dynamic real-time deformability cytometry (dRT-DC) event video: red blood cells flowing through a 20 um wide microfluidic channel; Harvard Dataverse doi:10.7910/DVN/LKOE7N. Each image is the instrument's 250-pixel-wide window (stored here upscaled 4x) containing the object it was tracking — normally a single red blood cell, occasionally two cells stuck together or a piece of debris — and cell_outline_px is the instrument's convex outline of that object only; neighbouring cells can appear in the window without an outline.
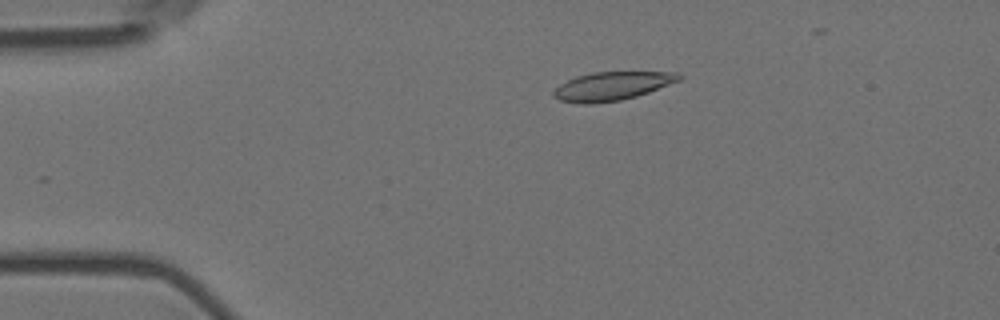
{"species": "Egyptian fruit bat (a non-hibernating species)", "species_latin": "Rousettus aegyptiacus", "temperature_condition": "room temperature", "stored_images_in_passage": 52, "camera_frame_rate_fps": 3000, "um_per_image_px": 0.085, "animal": {"sex": "female"}, "frame": {"image": 1, "passage_image": 11, "time_ms": 3.333, "image_size_px": [1000, 320], "cell_outline_px": [[684, 76], [680, 80], [648, 92], [636, 96], [620, 100], [592, 104], [580, 104], [560, 100], [552, 96], [552, 92], [560, 84], [576, 76], [592, 72], [680, 72]], "centroid_in_image_um": [52.02, 7.31], "position_along_channel_um": 33.0, "area_um2": 20.87}}
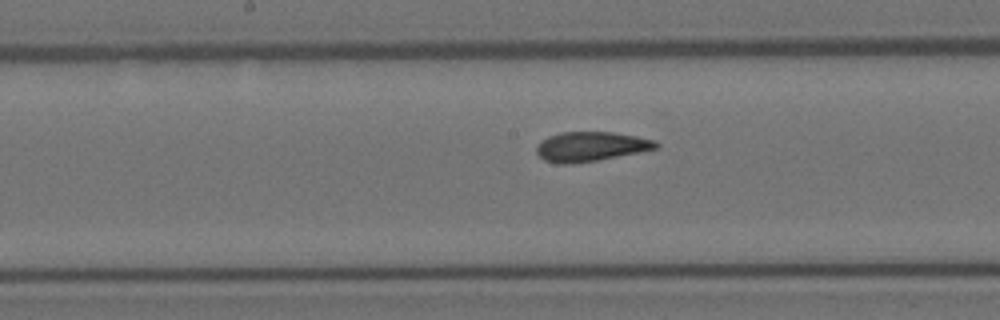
{"frame": {"image": 2, "passage_image": 28, "time_ms": 9.0, "image_size_px": [1000, 320], "cell_outline_px": [[660, 144], [656, 148], [596, 160], [568, 164], [560, 164], [544, 160], [536, 152], [536, 144], [540, 140], [548, 136], [560, 132], [612, 132], [636, 136], [656, 140]], "centroid_in_image_um": [50.16, 12.44], "position_along_channel_um": 198.0, "area_um2": 20.4}}
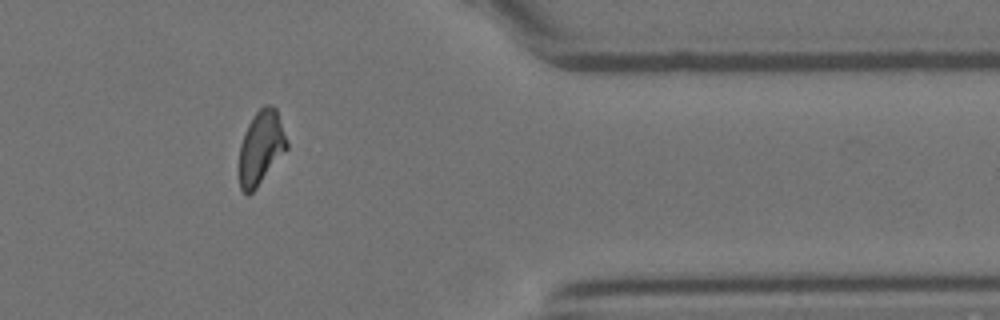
{"frame": {"image": 3, "passage_image": 45, "time_ms": 14.667, "image_size_px": [1000, 320], "cell_outline_px": [[288, 148], [256, 188], [248, 196], [240, 188], [240, 144], [248, 124], [252, 116], [264, 104], [272, 104], [276, 108], [288, 144]], "centroid_in_image_um": [22.18, 12.52], "position_along_channel_um": 389.2, "area_um2": 20.29}, "authors_computed_cell_mechanics": {"area_um2": 20.7502, "velocity_mm_per_s": 3.7303, "shape_relaxation_time_tau1_ms": 10.0938, "shape_relaxation_time_tau2_ms": 1.7523, "deformation_change_tau1": 0.2275, "deformation_change_tau2": 0.0886}}